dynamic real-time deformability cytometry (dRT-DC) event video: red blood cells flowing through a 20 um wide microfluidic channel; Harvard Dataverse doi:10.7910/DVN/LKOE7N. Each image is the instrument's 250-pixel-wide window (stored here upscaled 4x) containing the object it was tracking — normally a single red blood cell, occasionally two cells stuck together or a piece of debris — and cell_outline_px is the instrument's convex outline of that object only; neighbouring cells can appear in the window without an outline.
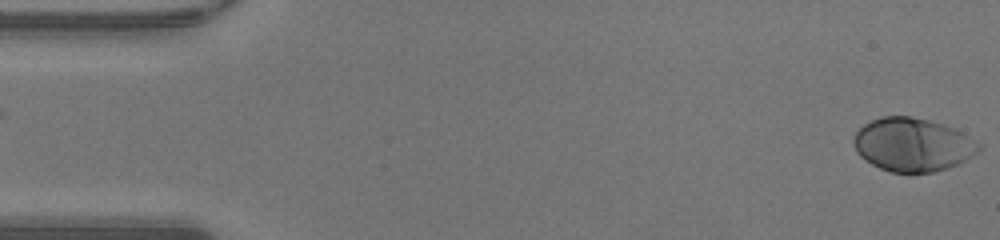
{"species": "human", "species_latin": "Homo sapiens", "temperature_condition": "warm", "stored_images_in_passage": 48, "camera_frame_rate_fps": 3000, "um_per_image_px": 0.085, "donor": {"sex": "male"}, "frame": {"image": 1, "passage_image": 1, "time_ms": 0.0, "image_size_px": [1000, 240], "cell_outline_px": [[980, 152], [948, 168], [932, 172], [892, 172], [880, 168], [872, 164], [860, 156], [856, 152], [852, 144], [852, 140], [856, 132], [864, 124], [880, 116], [912, 116], [944, 124], [956, 128], [980, 144]], "centroid_in_image_um": [77.56, 12.28], "position_along_channel_um": 7.4, "area_um2": 39.02}}
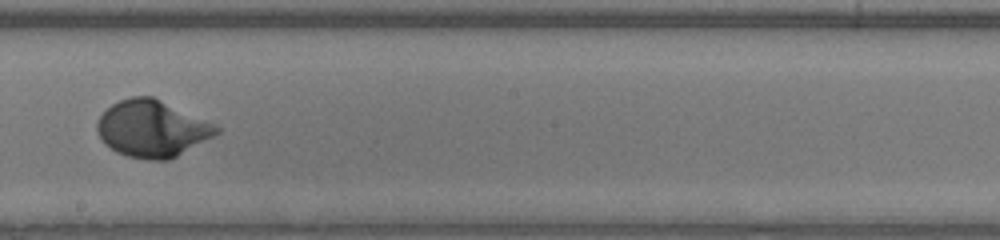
{"frame": {"image": 2, "passage_image": 27, "time_ms": 8.667, "image_size_px": [1000, 240], "cell_outline_px": [[220, 132], [176, 156], [168, 160], [148, 160], [128, 156], [116, 152], [104, 144], [96, 128], [96, 124], [100, 116], [112, 104], [120, 100], [132, 96], [152, 96], [216, 124], [220, 128]], "centroid_in_image_um": [12.91, 10.93], "position_along_channel_um": 235.3, "area_um2": 39.13}}
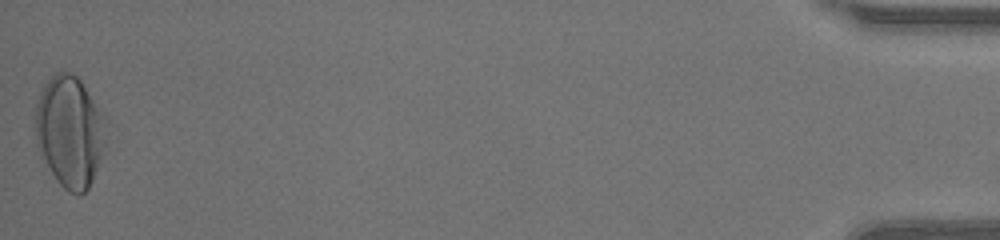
{"frame": {"image": 3, "passage_image": 48, "time_ms": 15.667, "image_size_px": [1000, 240], "cell_outline_px": [[108, 116], [104, 144], [92, 180], [88, 188], [80, 196], [68, 192], [56, 180], [40, 156], [36, 144], [36, 104], [40, 92], [44, 84], [56, 72], [72, 72], [80, 80]], "centroid_in_image_um": [5.94, 11.16], "position_along_channel_um": 429.3, "area_um2": 46.24}, "authors_computed_cell_mechanics": {"area_um2": 37.9168, "velocity_mm_per_s": 4.2898, "shape_relaxation_time_tau1_ms": 2.6422, "shape_relaxation_time_tau2_ms": null, "deformation_change_tau1": 0.1905, "deformation_change_tau2": null}}